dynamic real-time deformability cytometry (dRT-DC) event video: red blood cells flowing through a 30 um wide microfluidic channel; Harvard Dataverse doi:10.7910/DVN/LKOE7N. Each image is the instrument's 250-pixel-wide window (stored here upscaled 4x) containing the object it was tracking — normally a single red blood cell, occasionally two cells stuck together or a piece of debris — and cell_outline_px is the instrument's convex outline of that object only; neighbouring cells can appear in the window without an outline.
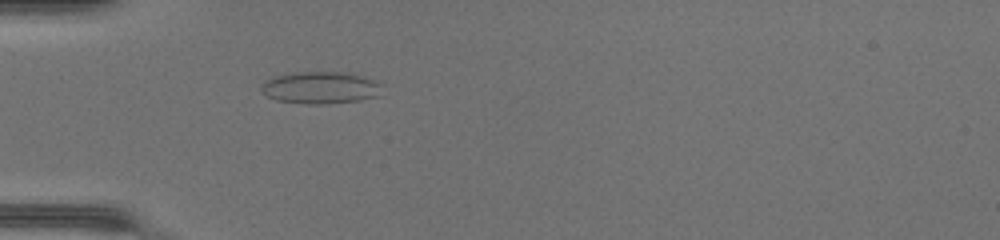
{"species": "common noctule bat (a hibernating species)", "species_latin": "Nyctalus noctula", "temperature_condition": "warm", "stored_images_in_passage": 38, "camera_frame_rate_fps": 3000, "um_per_image_px": 0.085, "animal": {"sex": "female", "body_mass_g": 17.0, "forearm_length_mm": 48.0}, "frame": {"image": 1, "passage_image": 5, "time_ms": 1.333, "image_size_px": [1000, 240], "cell_outline_px": [[384, 84], [380, 96], [360, 100], [324, 104], [308, 104], [276, 100], [268, 96], [260, 88], [260, 84], [264, 80], [272, 76], [292, 72], [348, 72]], "centroid_in_image_um": [27.24, 7.44], "position_along_channel_um": 57.8, "area_um2": 22.89}}
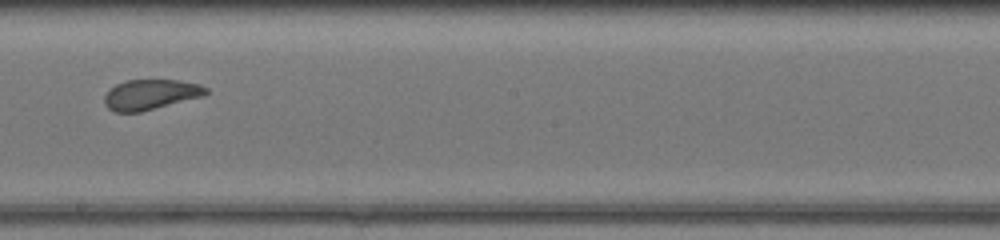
{"frame": {"image": 2, "passage_image": 18, "time_ms": 5.667, "image_size_px": [1000, 240], "cell_outline_px": [[208, 92], [204, 96], [140, 112], [116, 112], [108, 108], [104, 104], [104, 96], [116, 84], [128, 80], [176, 80], [200, 84], [208, 88]], "centroid_in_image_um": [12.82, 8.04], "position_along_channel_um": 235.4, "area_um2": 17.8}}
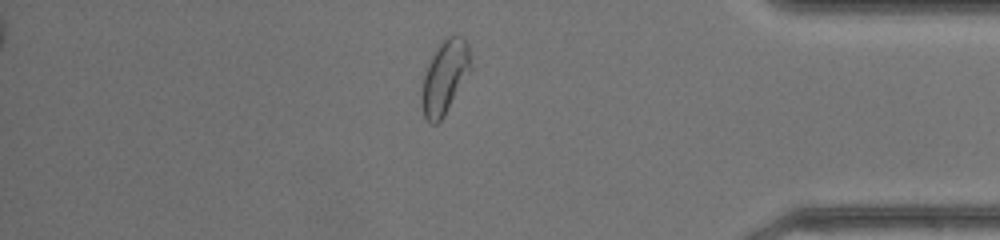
{"frame": {"image": 3, "passage_image": 31, "time_ms": 10.0, "image_size_px": [1000, 240], "cell_outline_px": [[472, 68], [444, 116], [436, 124], [428, 124], [424, 116], [420, 104], [420, 92], [424, 72], [432, 56], [440, 44], [448, 36], [460, 36], [468, 44], [472, 64]], "centroid_in_image_um": [37.78, 6.6], "position_along_channel_um": 397.4, "area_um2": 21.1}, "authors_computed_cell_mechanics": {"area_um2": 19.6809, "velocity_mm_per_s": 4.326, "shape_relaxation_time_tau1_ms": null, "shape_relaxation_time_tau2_ms": 1.2727, "deformation_change_tau1": null, "deformation_change_tau2": 0.0902}}